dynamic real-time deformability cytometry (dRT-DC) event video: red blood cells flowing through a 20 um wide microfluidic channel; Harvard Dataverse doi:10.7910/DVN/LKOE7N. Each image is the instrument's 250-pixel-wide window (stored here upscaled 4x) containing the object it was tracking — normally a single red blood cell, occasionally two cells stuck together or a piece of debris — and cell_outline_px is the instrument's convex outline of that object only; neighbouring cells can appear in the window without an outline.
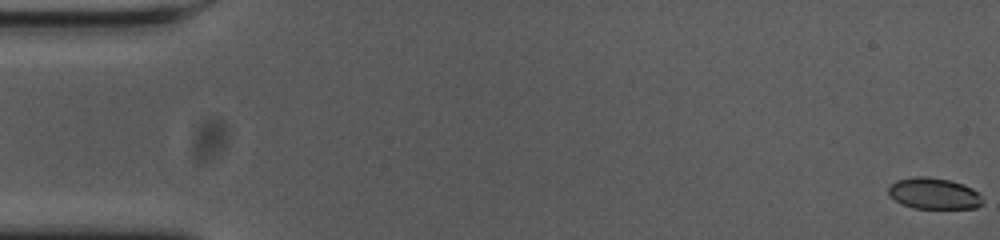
{"species": "common noctule bat (a hibernating species)", "species_latin": "Nyctalus noctula", "temperature_condition": "cold", "stored_images_in_passage": 56, "camera_frame_rate_fps": 3000, "um_per_image_px": 0.085, "animal": {"sex": "female", "body_mass_g": 23.0, "forearm_length_mm": 53.4}, "frame": {"image": 1, "passage_image": 1, "time_ms": 0.0, "image_size_px": [1000, 240], "cell_outline_px": [[984, 204], [976, 208], [912, 208], [896, 200], [888, 192], [888, 188], [896, 180], [916, 176], [928, 176], [948, 180], [964, 184], [980, 192], [984, 200]], "centroid_in_image_um": [79.45, 16.44], "position_along_channel_um": 5.5, "area_um2": 17.22}}
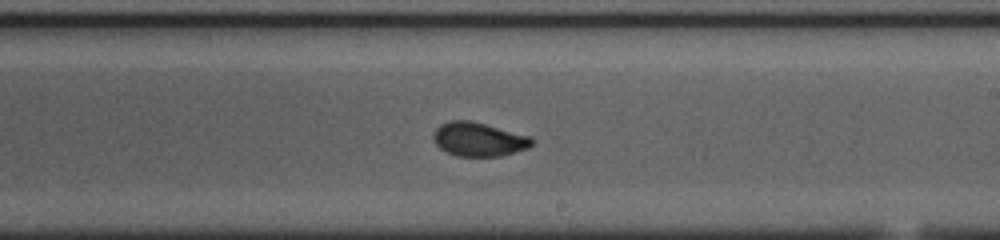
{"frame": {"image": 2, "passage_image": 33, "time_ms": 10.667, "image_size_px": [1000, 240], "cell_outline_px": [[532, 144], [528, 148], [500, 156], [456, 156], [440, 148], [436, 144], [432, 136], [436, 128], [440, 124], [448, 120], [468, 120], [484, 124], [528, 136], [532, 140]], "centroid_in_image_um": [40.63, 11.84], "position_along_channel_um": 248.4, "area_um2": 19.13}}
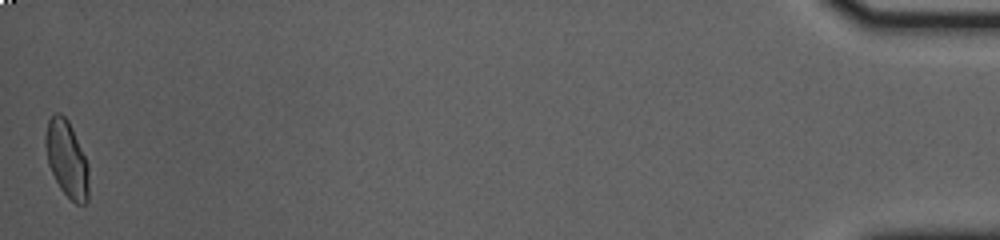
{"frame": {"image": 3, "passage_image": 56, "time_ms": 18.333, "image_size_px": [1000, 240], "cell_outline_px": [[88, 200], [84, 204], [76, 204], [60, 188], [48, 164], [44, 144], [44, 140], [48, 120], [56, 112], [60, 112], [68, 120], [72, 128], [88, 164]], "centroid_in_image_um": [5.66, 13.5], "position_along_channel_um": 429.5, "area_um2": 19.13}, "authors_computed_cell_mechanics": {"area_um2": 19.1318, "velocity_mm_per_s": 3.6676, "shape_relaxation_time_tau1_ms": 7.2689, "shape_relaxation_time_tau2_ms": 0.8108, "deformation_change_tau1": 0.1735, "deformation_change_tau2": 0.0405}}